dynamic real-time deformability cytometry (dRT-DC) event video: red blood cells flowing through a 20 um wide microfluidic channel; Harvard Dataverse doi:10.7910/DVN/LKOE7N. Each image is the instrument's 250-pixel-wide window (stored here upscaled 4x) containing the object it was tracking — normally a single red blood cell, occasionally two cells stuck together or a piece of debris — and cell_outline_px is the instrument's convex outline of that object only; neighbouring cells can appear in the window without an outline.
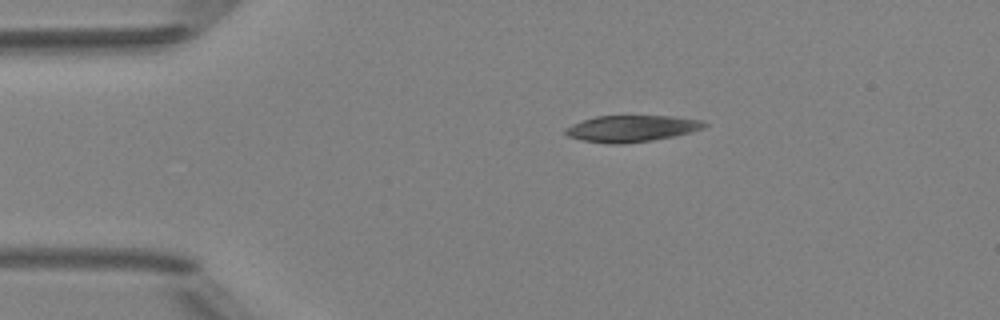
{"species": "Egyptian fruit bat (a non-hibernating species)", "species_latin": "Rousettus aegyptiacus", "temperature_condition": "room temperature", "stored_images_in_passage": 2, "camera_frame_rate_fps": 3000, "um_per_image_px": 0.085, "animal": {"sex": "female"}, "frame": {"image": 1, "passage_image": 1, "time_ms": 0.0, "image_size_px": [1000, 320], "cell_outline_px": [[708, 124], [704, 128], [672, 136], [652, 140], [620, 144], [612, 144], [584, 140], [568, 136], [564, 132], [564, 128], [572, 124], [596, 116], [672, 116], [704, 120]], "centroid_in_image_um": [53.69, 10.91], "position_along_channel_um": 31.3, "area_um2": 21.21}}